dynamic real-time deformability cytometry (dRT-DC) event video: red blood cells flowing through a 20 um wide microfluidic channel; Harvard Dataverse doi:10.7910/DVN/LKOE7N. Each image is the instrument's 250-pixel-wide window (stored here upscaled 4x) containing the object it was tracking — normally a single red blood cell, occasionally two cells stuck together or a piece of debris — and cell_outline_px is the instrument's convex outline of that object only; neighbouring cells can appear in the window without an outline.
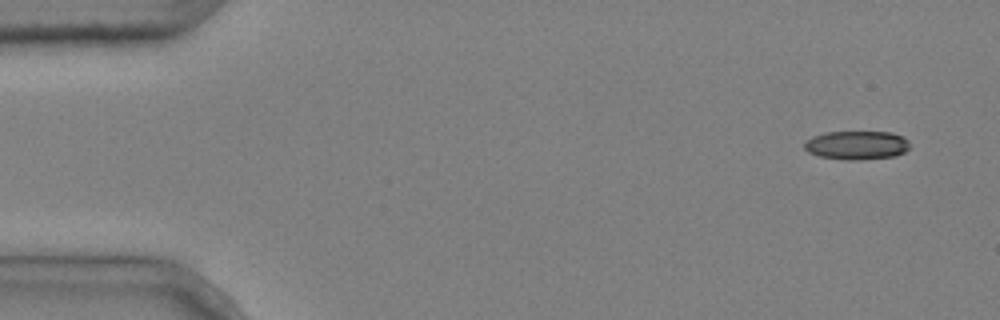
{"species": "common noctule bat (a hibernating species)", "species_latin": "Nyctalus noctula", "temperature_condition": "cold", "stored_images_in_passage": 3, "camera_frame_rate_fps": 3000, "um_per_image_px": 0.085, "animal": {"sex": "male", "body_mass_g": 20.4}, "frame": {"image": 1, "passage_image": 1, "time_ms": 0.0, "image_size_px": [1000, 320], "cell_outline_px": [[908, 148], [904, 152], [896, 156], [856, 160], [844, 160], [820, 156], [808, 152], [804, 148], [804, 140], [812, 136], [824, 132], [892, 132], [904, 136], [908, 140]], "centroid_in_image_um": [72.8, 12.33], "position_along_channel_um": 12.2, "area_um2": 17.8}}